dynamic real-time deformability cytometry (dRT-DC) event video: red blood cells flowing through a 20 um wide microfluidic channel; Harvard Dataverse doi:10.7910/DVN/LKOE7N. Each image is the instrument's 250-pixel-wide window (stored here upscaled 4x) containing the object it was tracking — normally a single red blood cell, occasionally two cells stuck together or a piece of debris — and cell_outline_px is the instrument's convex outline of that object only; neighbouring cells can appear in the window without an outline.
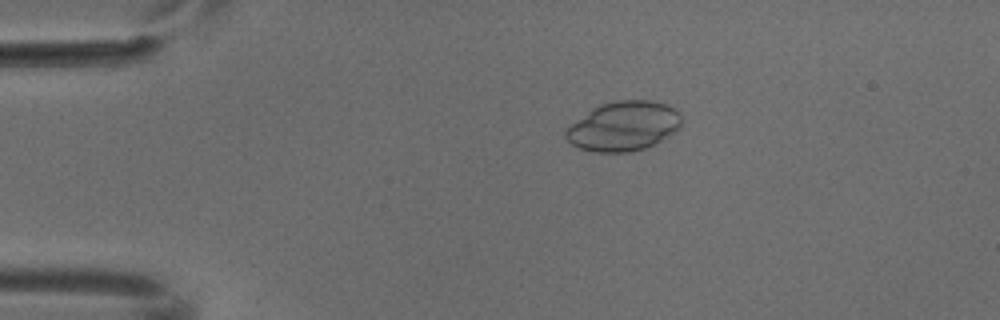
{"species": "common noctule bat (a hibernating species)", "species_latin": "Nyctalus noctula", "temperature_condition": "cold", "stored_images_in_passage": 4, "camera_frame_rate_fps": 3000, "um_per_image_px": 0.085, "animal": {"sex": "male", "body_mass_g": 18.8}, "frame": {"image": 1, "passage_image": 3, "time_ms": 0.667, "image_size_px": [1000, 320], "cell_outline_px": [[680, 128], [676, 132], [644, 148], [632, 152], [592, 152], [580, 148], [572, 144], [564, 136], [564, 128], [592, 108], [600, 104], [616, 100], [648, 100], [668, 104], [680, 112]], "centroid_in_image_um": [52.97, 10.71], "position_along_channel_um": 32.0, "area_um2": 33.58}}